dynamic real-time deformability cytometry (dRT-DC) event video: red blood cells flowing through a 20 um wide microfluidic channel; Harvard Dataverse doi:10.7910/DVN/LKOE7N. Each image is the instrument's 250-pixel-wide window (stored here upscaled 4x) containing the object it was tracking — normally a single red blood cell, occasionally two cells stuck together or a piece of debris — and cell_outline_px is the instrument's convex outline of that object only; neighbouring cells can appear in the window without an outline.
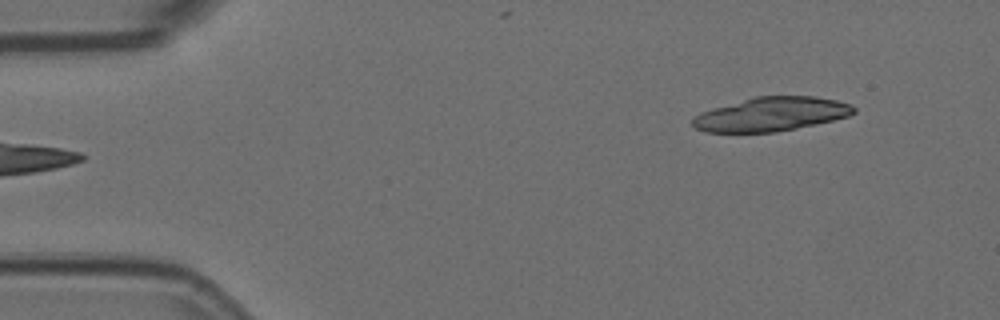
{"species": "Egyptian fruit bat (a non-hibernating species)", "species_latin": "Rousettus aegyptiacus", "temperature_condition": "room temperature", "stored_images_in_passage": 4, "camera_frame_rate_fps": 3000, "um_per_image_px": 0.085, "animal": {"sex": "female"}, "frame": {"image": 1, "passage_image": 1, "time_ms": 0.0, "image_size_px": [1000, 320], "cell_outline_px": [[856, 112], [848, 116], [816, 124], [776, 132], [704, 132], [696, 128], [692, 124], [692, 120], [700, 112], [712, 108], [756, 96], [816, 96], [836, 100], [852, 104], [856, 108]], "centroid_in_image_um": [65.57, 9.7], "position_along_channel_um": 19.4, "area_um2": 31.85}}